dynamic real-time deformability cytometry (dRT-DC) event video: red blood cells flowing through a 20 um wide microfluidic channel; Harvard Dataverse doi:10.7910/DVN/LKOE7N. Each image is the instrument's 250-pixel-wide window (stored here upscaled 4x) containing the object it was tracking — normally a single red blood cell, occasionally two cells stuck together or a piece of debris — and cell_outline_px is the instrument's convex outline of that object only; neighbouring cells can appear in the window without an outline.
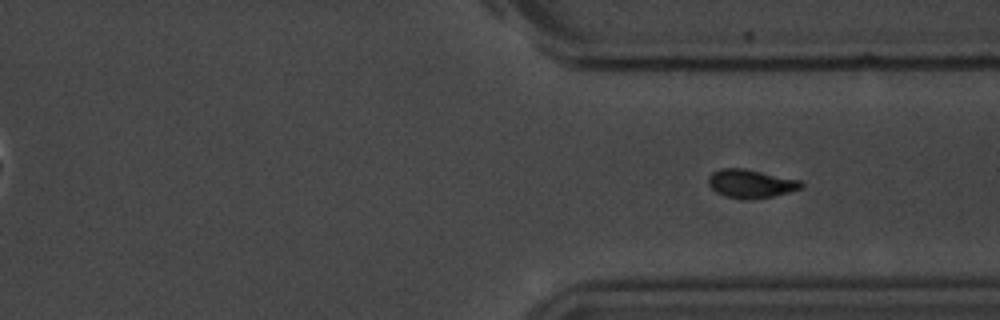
{"species": "common noctule bat (a hibernating species)", "species_latin": "Nyctalus noctula", "temperature_condition": "room temperature", "stored_images_in_passage": 42, "segment_of_instrument_passage": [2, 2], "camera_frame_rate_fps": 3000, "um_per_image_px": 0.085, "animal": {"sex": "male", "body_mass_g": 20.1, "forearm_length_mm": 53.5}, "frame": {"image": 1, "passage_image": 42, "time_ms": 13.667, "image_size_px": [1000, 320], "cell_outline_px": [[804, 188], [772, 196], [728, 196], [716, 192], [708, 184], [708, 176], [712, 172], [720, 168], [744, 168], [800, 180], [804, 184]], "centroid_in_image_um": [63.83, 15.55], "position_along_channel_um": 347.6, "area_um2": 14.74}}